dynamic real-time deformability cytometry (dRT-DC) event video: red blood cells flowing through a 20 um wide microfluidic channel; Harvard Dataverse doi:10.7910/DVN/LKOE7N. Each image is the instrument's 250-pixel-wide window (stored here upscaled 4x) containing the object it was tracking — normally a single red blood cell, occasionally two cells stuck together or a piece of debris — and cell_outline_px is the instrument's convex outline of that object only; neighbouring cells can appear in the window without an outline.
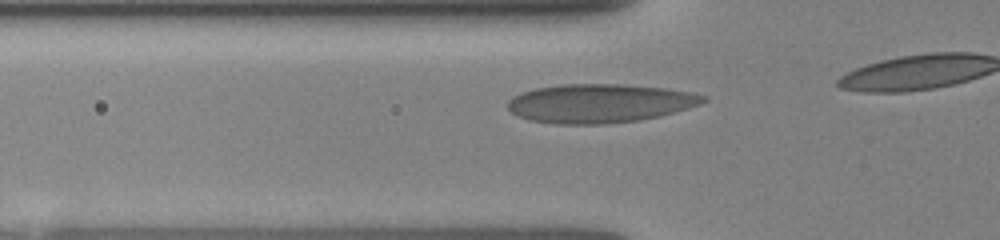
{"species": "human", "species_latin": "Homo sapiens", "temperature_condition": "room temperature", "stored_images_in_passage": 6, "camera_frame_rate_fps": 3000, "um_per_image_px": 0.085, "donor": {"sex": "female"}, "frame": {"image": 1, "passage_image": 3, "time_ms": 0.667, "image_size_px": [1000, 240], "cell_outline_px": [[708, 100], [700, 104], [688, 108], [660, 116], [640, 120], [604, 124], [556, 124], [528, 120], [516, 116], [508, 108], [508, 100], [512, 96], [536, 88], [564, 84], [624, 84], [664, 88], [692, 92], [708, 96]], "centroid_in_image_um": [50.99, 8.78], "position_along_channel_um": 74.8, "area_um2": 44.39}}